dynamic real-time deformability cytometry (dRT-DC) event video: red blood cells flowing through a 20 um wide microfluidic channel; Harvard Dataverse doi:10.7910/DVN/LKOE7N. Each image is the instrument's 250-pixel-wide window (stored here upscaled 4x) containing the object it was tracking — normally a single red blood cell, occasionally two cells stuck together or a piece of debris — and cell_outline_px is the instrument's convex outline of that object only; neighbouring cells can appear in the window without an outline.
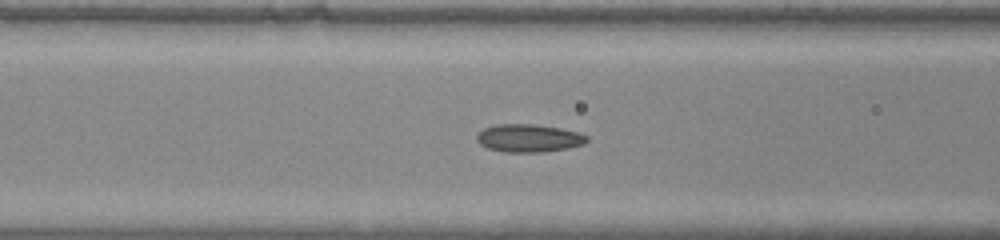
{"species": "common noctule bat (a hibernating species)", "species_latin": "Nyctalus noctula", "temperature_condition": "warm", "stored_images_in_passage": 26, "camera_frame_rate_fps": 3000, "um_per_image_px": 0.085, "animal": {"sex": "male", "body_mass_g": 20.0, "forearm_length_mm": 53.3}, "frame": {"image": 1, "passage_image": 8, "time_ms": 2.333, "image_size_px": [1000, 240], "cell_outline_px": [[588, 140], [584, 144], [544, 152], [504, 152], [488, 148], [480, 144], [476, 140], [476, 136], [484, 128], [496, 124], [532, 124], [560, 128], [580, 132], [588, 136]], "centroid_in_image_um": [44.94, 11.74], "position_along_channel_um": 121.7, "area_um2": 17.86}}
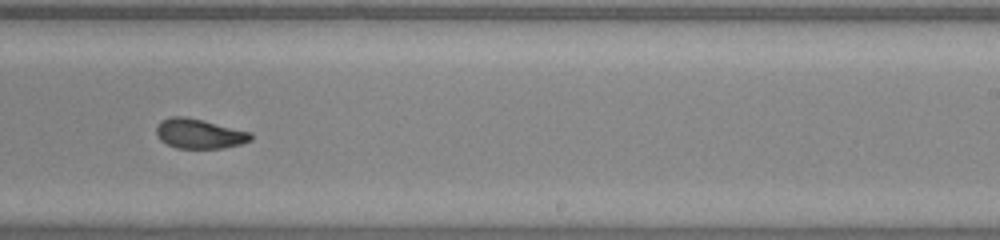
{"frame": {"image": 2, "passage_image": 18, "time_ms": 5.667, "image_size_px": [1000, 240], "cell_outline_px": [[252, 140], [240, 144], [224, 148], [176, 148], [160, 140], [156, 136], [156, 128], [160, 120], [172, 116], [184, 116], [204, 120], [252, 132]], "centroid_in_image_um": [16.94, 11.35], "position_along_channel_um": 272.1, "area_um2": 16.53}}
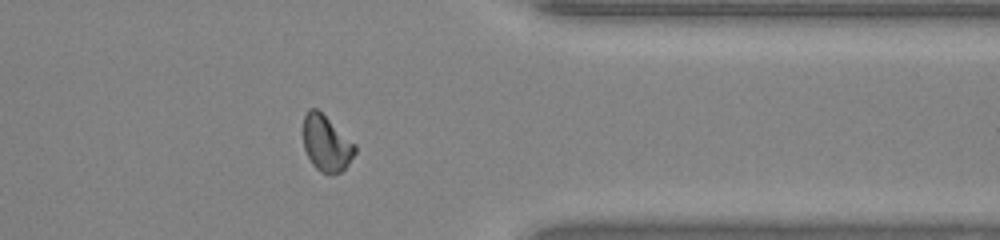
{"frame": {"image": 3, "passage_image": 26, "time_ms": 8.333, "image_size_px": [1000, 240], "cell_outline_px": [[356, 152], [348, 164], [340, 172], [332, 176], [320, 172], [312, 164], [304, 148], [304, 116], [308, 108], [316, 108], [356, 144]], "centroid_in_image_um": [27.75, 12.21], "position_along_channel_um": 383.7, "area_um2": 16.82}}